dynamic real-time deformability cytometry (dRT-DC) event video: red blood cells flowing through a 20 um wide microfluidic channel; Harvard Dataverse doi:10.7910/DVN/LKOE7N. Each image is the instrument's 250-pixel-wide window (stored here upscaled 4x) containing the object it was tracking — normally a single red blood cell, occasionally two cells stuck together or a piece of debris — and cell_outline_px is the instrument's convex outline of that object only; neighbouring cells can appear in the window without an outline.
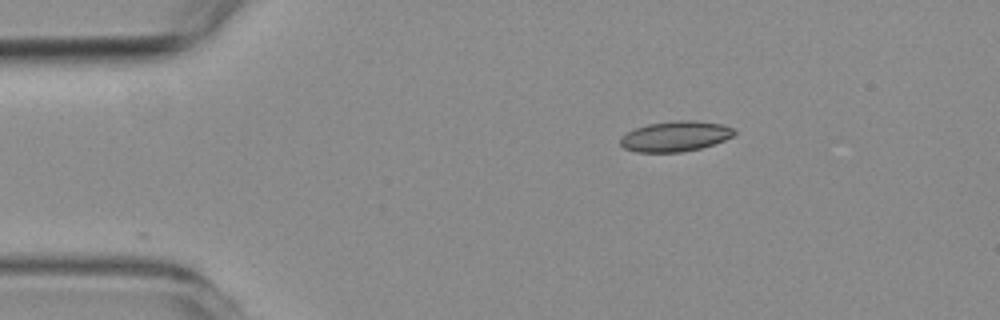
{"species": "common noctule bat (a hibernating species)", "species_latin": "Nyctalus noctula", "temperature_condition": "room temperature", "stored_images_in_passage": 25, "camera_frame_rate_fps": 3000, "um_per_image_px": 0.085, "animal": {"sex": "female", "body_mass_g": 19.3, "forearm_length_mm": 54.1}, "frame": {"image": 1, "passage_image": 1, "time_ms": 0.0, "image_size_px": [1000, 320], "cell_outline_px": [[736, 132], [732, 136], [724, 140], [700, 148], [680, 152], [636, 152], [624, 148], [620, 144], [620, 136], [636, 128], [648, 124], [676, 120], [696, 120], [724, 124], [732, 128]], "centroid_in_image_um": [57.39, 11.58], "position_along_channel_um": 27.6, "area_um2": 20.11}}
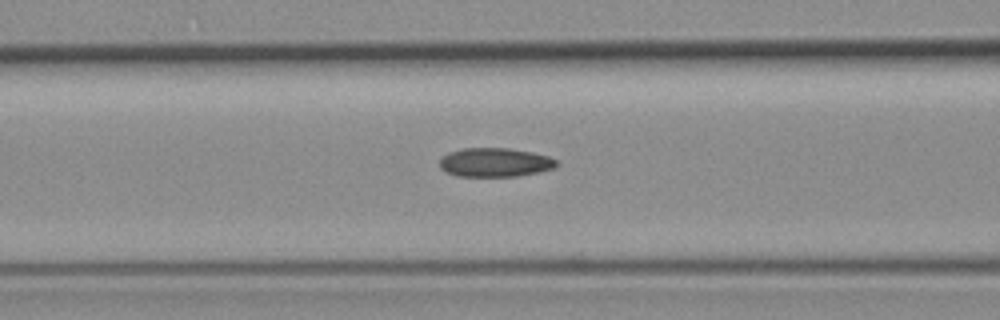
{"frame": {"image": 2, "passage_image": 14, "time_ms": 4.333, "image_size_px": [1000, 320], "cell_outline_px": [[560, 164], [556, 168], [540, 172], [516, 176], [456, 176], [444, 172], [440, 168], [440, 156], [448, 152], [460, 148], [508, 148], [532, 152], [548, 156], [556, 160]], "centroid_in_image_um": [42.05, 13.8], "position_along_channel_um": 124.5, "area_um2": 20.06}}
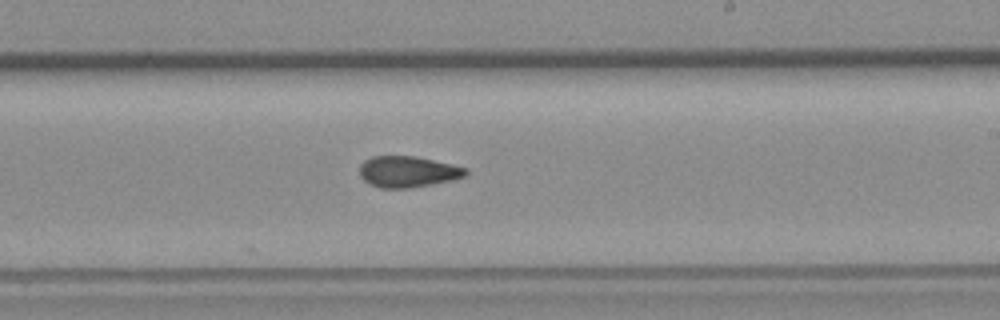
{"frame": {"image": 3, "passage_image": 25, "time_ms": 8.0, "image_size_px": [1000, 320], "cell_outline_px": [[468, 176], [452, 180], [432, 184], [408, 188], [380, 188], [368, 184], [360, 176], [360, 164], [364, 160], [372, 156], [416, 156], [452, 164], [468, 168]], "centroid_in_image_um": [34.67, 14.59], "position_along_channel_um": 254.3, "area_um2": 19.48}}